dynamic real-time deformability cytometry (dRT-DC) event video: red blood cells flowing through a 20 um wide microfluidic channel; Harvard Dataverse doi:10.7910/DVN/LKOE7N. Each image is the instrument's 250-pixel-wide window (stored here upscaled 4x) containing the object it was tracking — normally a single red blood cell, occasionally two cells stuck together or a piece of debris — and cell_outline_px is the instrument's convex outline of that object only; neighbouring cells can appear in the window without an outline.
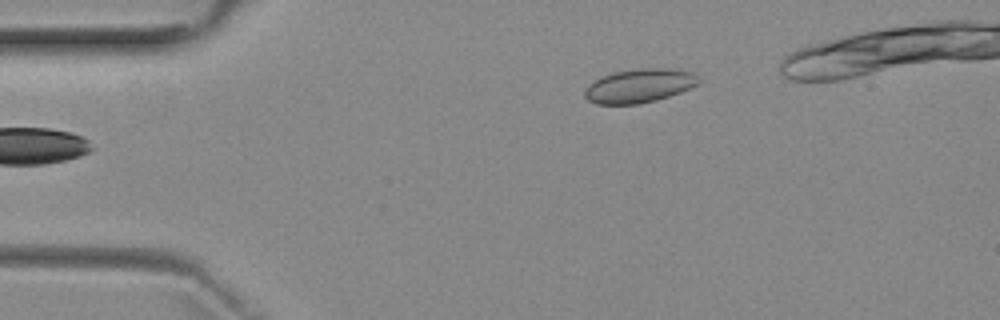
{"species": "common noctule bat (a hibernating species)", "species_latin": "Nyctalus noctula", "temperature_condition": "room temperature", "stored_images_in_passage": 3, "camera_frame_rate_fps": 3000, "um_per_image_px": 0.085, "animal": {"sex": "female", "body_mass_g": 29.2, "forearm_length_mm": 56.3}, "frame": {"image": 1, "passage_image": 3, "time_ms": 2.333, "image_size_px": [1000, 320], "cell_outline_px": [[700, 84], [680, 92], [656, 100], [636, 104], [596, 104], [588, 100], [584, 96], [584, 88], [592, 80], [600, 76], [612, 72], [636, 68], [668, 68], [696, 72], [700, 80]], "centroid_in_image_um": [54.33, 7.27], "position_along_channel_um": 30.7, "area_um2": 22.89}}